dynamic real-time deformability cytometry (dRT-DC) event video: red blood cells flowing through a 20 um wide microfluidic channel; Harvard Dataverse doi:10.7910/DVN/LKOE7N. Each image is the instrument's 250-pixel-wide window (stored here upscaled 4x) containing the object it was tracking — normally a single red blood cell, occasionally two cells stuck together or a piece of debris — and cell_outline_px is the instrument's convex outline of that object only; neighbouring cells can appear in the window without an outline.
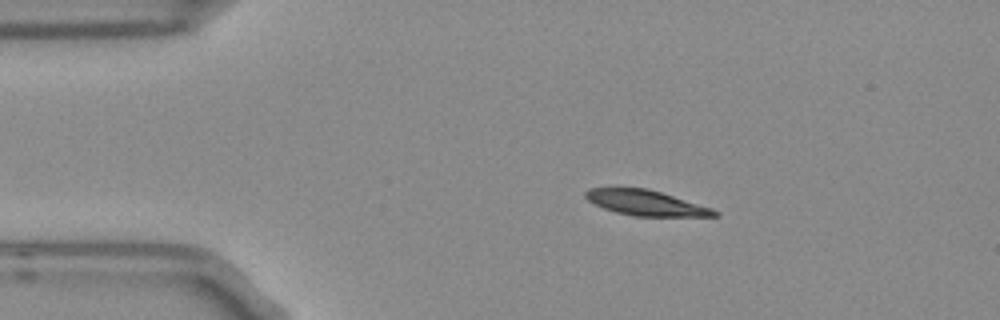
{"species": "Egyptian fruit bat (a non-hibernating species)", "species_latin": "Rousettus aegyptiacus", "temperature_condition": "room temperature", "stored_images_in_passage": 45, "camera_frame_rate_fps": 3000, "um_per_image_px": 0.085, "frame": {"image": 1, "passage_image": 1, "time_ms": 0.0, "image_size_px": [1000, 320], "cell_outline_px": [[720, 216], [632, 216], [616, 212], [604, 208], [588, 200], [584, 196], [584, 192], [588, 188], [648, 188], [712, 208], [720, 212]], "centroid_in_image_um": [54.91, 17.24], "position_along_channel_um": 30.1, "area_um2": 18.9}}
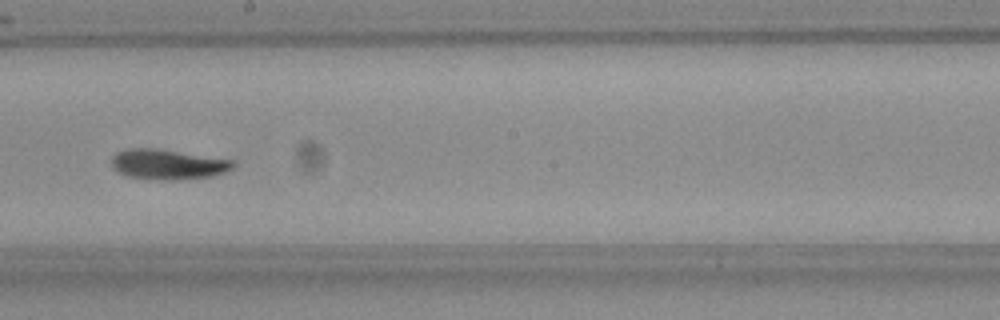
{"frame": {"image": 2, "passage_image": 21, "time_ms": 6.667, "image_size_px": [1000, 320], "cell_outline_px": [[236, 164], [232, 168], [224, 172], [212, 176], [180, 180], [156, 180], [128, 176], [112, 168], [112, 156], [116, 152], [128, 148], [156, 148], [236, 160]], "centroid_in_image_um": [14.28, 13.96], "position_along_channel_um": 233.9, "area_um2": 21.56}}
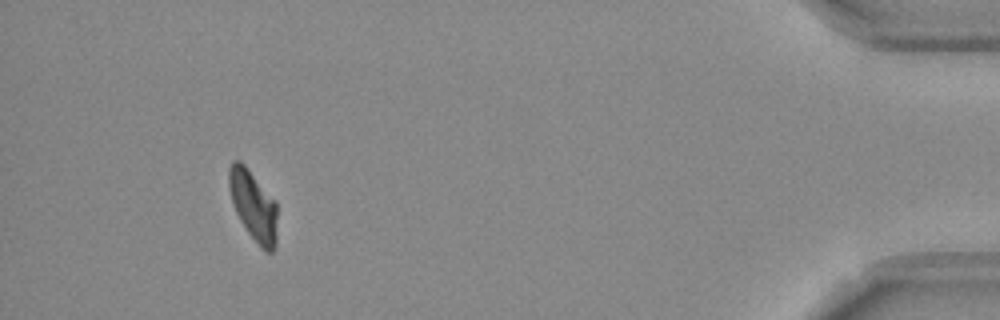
{"frame": {"image": 3, "passage_image": 41, "time_ms": 13.333, "image_size_px": [1000, 320], "cell_outline_px": [[276, 244], [272, 252], [264, 252], [260, 248], [248, 232], [240, 220], [236, 212], [232, 200], [228, 184], [228, 168], [232, 160], [240, 160], [244, 164], [276, 200]], "centroid_in_image_um": [21.53, 17.46], "position_along_channel_um": 413.7, "area_um2": 19.83}, "authors_computed_cell_mechanics": {"area_um2": 20.519, "velocity_mm_per_s": 3.7416, "shape_relaxation_time_tau1_ms": 5.1746, "shape_relaxation_time_tau2_ms": null, "deformation_change_tau1": 0.1624, "deformation_change_tau2": null}}